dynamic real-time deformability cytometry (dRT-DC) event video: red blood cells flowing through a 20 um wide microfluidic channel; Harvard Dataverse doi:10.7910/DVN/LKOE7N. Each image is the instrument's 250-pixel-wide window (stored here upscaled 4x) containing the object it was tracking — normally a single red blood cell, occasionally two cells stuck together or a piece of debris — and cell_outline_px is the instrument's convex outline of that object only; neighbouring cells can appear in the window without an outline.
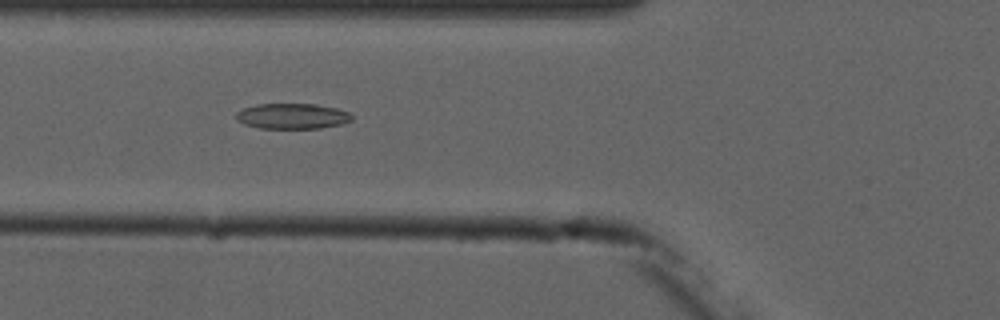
{"species": "common noctule bat (a hibernating species)", "species_latin": "Nyctalus noctula", "temperature_condition": "cold", "stored_images_in_passage": 6, "camera_frame_rate_fps": 3000, "um_per_image_px": 0.085, "animal": {"sex": "male", "forearm_length_mm": 52.5}, "frame": {"image": 1, "passage_image": 6, "time_ms": 5.667, "image_size_px": [1000, 320], "cell_outline_px": [[352, 120], [340, 124], [320, 128], [260, 128], [244, 124], [236, 120], [236, 112], [244, 108], [256, 104], [316, 104], [336, 108], [348, 112], [352, 116]], "centroid_in_image_um": [24.82, 9.87], "position_along_channel_um": 101.0, "area_um2": 17.11}}